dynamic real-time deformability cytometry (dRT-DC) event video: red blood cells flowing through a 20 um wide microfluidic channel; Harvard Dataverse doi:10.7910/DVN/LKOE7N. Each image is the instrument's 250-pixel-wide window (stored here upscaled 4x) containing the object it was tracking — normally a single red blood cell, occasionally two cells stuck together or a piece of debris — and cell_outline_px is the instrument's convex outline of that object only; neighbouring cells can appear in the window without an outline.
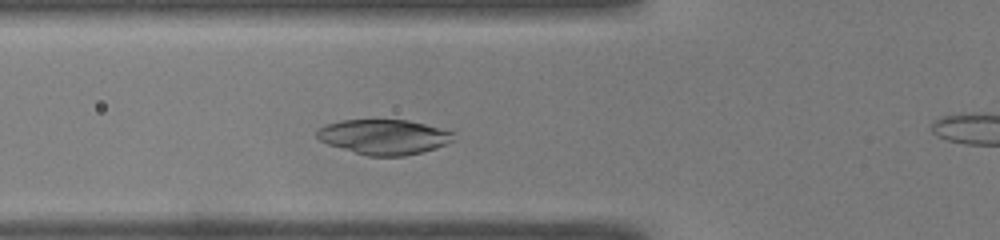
{"species": "common noctule bat (a hibernating species)", "species_latin": "Nyctalus noctula", "temperature_condition": "warm", "stored_images_in_passage": 43, "camera_frame_rate_fps": 3000, "um_per_image_px": 0.085, "animal": {"sex": "male", "body_mass_g": 19.0, "forearm_length_mm": 50.8}, "frame": {"image": 1, "passage_image": 11, "time_ms": 3.333, "image_size_px": [1000, 240], "cell_outline_px": [[456, 140], [436, 148], [404, 156], [368, 156], [328, 144], [320, 140], [316, 136], [316, 132], [324, 124], [340, 120], [408, 120], [456, 132]], "centroid_in_image_um": [32.67, 11.63], "position_along_channel_um": 93.1, "area_um2": 27.92}}
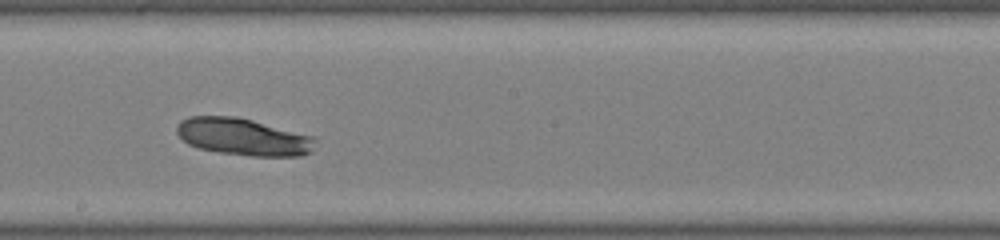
{"frame": {"image": 2, "passage_image": 21, "time_ms": 6.667, "image_size_px": [1000, 240], "cell_outline_px": [[320, 140], [312, 152], [300, 156], [252, 156], [220, 152], [200, 148], [188, 144], [176, 132], [176, 124], [180, 120], [188, 116], [236, 116], [252, 120], [312, 136]], "centroid_in_image_um": [20.7, 11.63], "position_along_channel_um": 227.5, "area_um2": 30.11}}
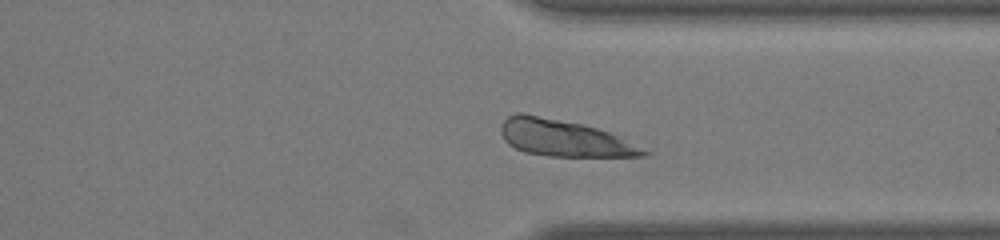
{"frame": {"image": 3, "passage_image": 31, "time_ms": 10.0, "image_size_px": [1000, 240], "cell_outline_px": [[652, 152], [648, 156], [548, 156], [524, 152], [508, 144], [504, 140], [500, 132], [500, 124], [508, 116], [516, 112], [524, 112], [580, 124], [596, 128], [608, 132]], "centroid_in_image_um": [47.88, 11.73], "position_along_channel_um": 363.5, "area_um2": 30.29}}